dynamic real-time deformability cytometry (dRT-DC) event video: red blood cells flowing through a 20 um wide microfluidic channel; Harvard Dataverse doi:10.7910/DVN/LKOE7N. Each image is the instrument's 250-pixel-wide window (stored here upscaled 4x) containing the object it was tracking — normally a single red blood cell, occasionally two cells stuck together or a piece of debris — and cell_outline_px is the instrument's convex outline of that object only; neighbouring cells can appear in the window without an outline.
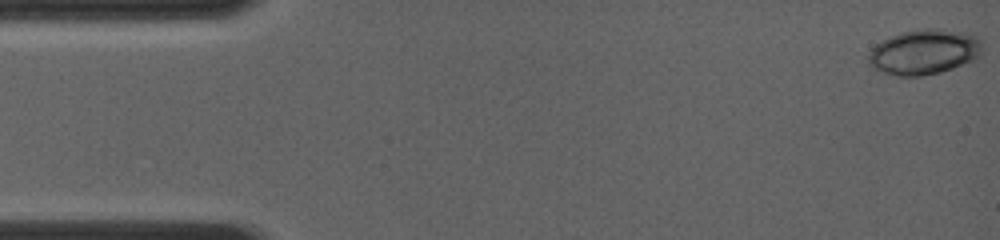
{"species": "common noctule bat (a hibernating species)", "species_latin": "Nyctalus noctula", "temperature_condition": "room temperature", "stored_images_in_passage": 37, "camera_frame_rate_fps": 4000, "um_per_image_px": 0.085, "animal": {"sex": "female", "body_mass_g": 19.0, "forearm_length_mm": 56.7}, "frame": {"image": 1, "passage_image": 1, "time_ms": 0.0, "image_size_px": [1000, 240], "cell_outline_px": [[980, 56], [976, 60], [940, 72], [920, 76], [896, 76], [872, 68], [868, 64], [868, 52], [876, 44], [900, 32], [920, 28], [940, 28], [968, 32], [976, 36], [980, 40]], "centroid_in_image_um": [78.55, 4.4], "position_along_channel_um": 6.5, "area_um2": 30.23}}
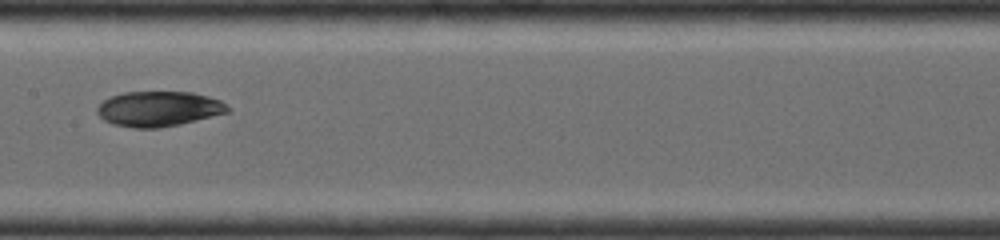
{"frame": {"image": 2, "passage_image": 23, "time_ms": 7.25, "image_size_px": [1000, 240], "cell_outline_px": [[232, 108], [228, 112], [180, 124], [160, 128], [132, 128], [112, 124], [104, 120], [96, 112], [96, 108], [104, 100], [112, 96], [124, 92], [192, 92], [208, 96], [220, 100]], "centroid_in_image_um": [13.49, 9.25], "position_along_channel_um": 193.9, "area_um2": 26.76}}
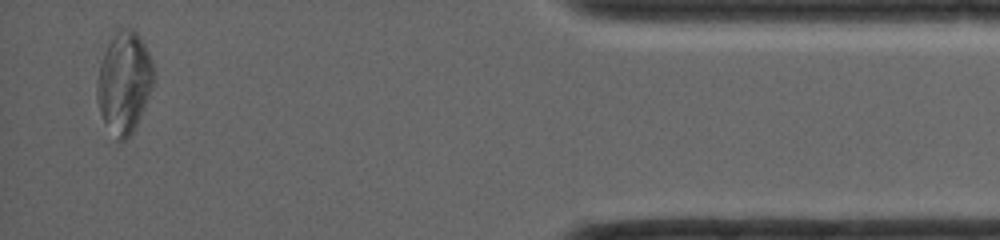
{"frame": {"image": 3, "passage_image": 37, "time_ms": 13.75, "image_size_px": [1000, 240], "cell_outline_px": [[156, 76], [144, 108], [132, 132], [124, 140], [116, 140], [104, 120], [100, 112], [96, 96], [96, 80], [100, 64], [104, 52], [116, 28], [132, 28], [136, 32], [144, 44], [152, 60]], "centroid_in_image_um": [10.55, 6.96], "position_along_channel_um": 424.6, "area_um2": 33.47}}